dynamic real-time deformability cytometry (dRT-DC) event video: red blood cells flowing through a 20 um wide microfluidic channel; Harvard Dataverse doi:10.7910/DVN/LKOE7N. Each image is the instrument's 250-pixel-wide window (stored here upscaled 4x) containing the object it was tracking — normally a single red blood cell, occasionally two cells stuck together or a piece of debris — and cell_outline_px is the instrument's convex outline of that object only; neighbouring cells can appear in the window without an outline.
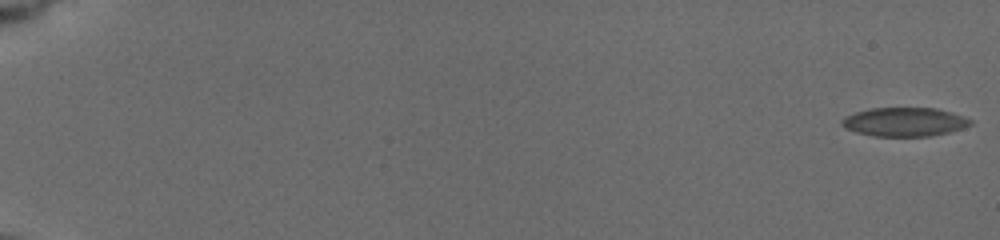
{"species": "common noctule bat (a hibernating species)", "species_latin": "Nyctalus noctula", "temperature_condition": "cold", "stored_images_in_passage": 38, "camera_frame_rate_fps": 3000, "um_per_image_px": 0.085, "animal": {"sex": "female", "body_mass_g": 19.5, "forearm_length_mm": 54.1}, "frame": {"image": 1, "passage_image": 1, "time_ms": 0.0, "image_size_px": [1000, 240], "cell_outline_px": [[972, 124], [948, 132], [928, 136], [876, 136], [856, 132], [844, 128], [840, 124], [840, 120], [844, 116], [856, 112], [872, 108], [936, 108], [972, 120]], "centroid_in_image_um": [76.8, 10.36], "position_along_channel_um": 8.2, "area_um2": 21.33}}
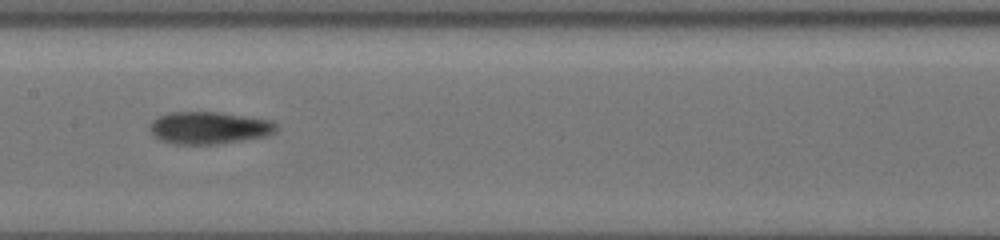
{"frame": {"image": 2, "passage_image": 22, "time_ms": 10.333, "image_size_px": [1000, 240], "cell_outline_px": [[276, 132], [264, 136], [216, 144], [176, 144], [160, 140], [152, 132], [152, 120], [168, 112], [220, 112], [268, 120], [276, 124]], "centroid_in_image_um": [17.76, 10.86], "position_along_channel_um": 189.6, "area_um2": 23.29}}
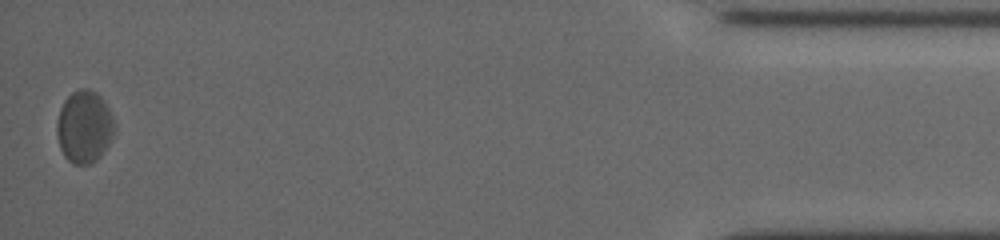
{"frame": {"image": 3, "passage_image": 38, "time_ms": 18.667, "image_size_px": [1000, 240], "cell_outline_px": [[116, 128], [112, 136], [100, 156], [96, 160], [88, 164], [72, 164], [64, 156], [60, 148], [56, 132], [56, 124], [60, 108], [64, 100], [72, 92], [80, 88], [88, 88], [96, 92], [104, 100], [116, 124]], "centroid_in_image_um": [7.15, 10.76], "position_along_channel_um": 428.0, "area_um2": 24.39}, "authors_computed_cell_mechanics": {"area_um2": 22.3686, "velocity_mm_per_s": 3.7263, "shape_relaxation_time_tau1_ms": 2.4201, "shape_relaxation_time_tau2_ms": 1.7287, "deformation_change_tau1": 0.0422, "deformation_change_tau2": 0.0618}}